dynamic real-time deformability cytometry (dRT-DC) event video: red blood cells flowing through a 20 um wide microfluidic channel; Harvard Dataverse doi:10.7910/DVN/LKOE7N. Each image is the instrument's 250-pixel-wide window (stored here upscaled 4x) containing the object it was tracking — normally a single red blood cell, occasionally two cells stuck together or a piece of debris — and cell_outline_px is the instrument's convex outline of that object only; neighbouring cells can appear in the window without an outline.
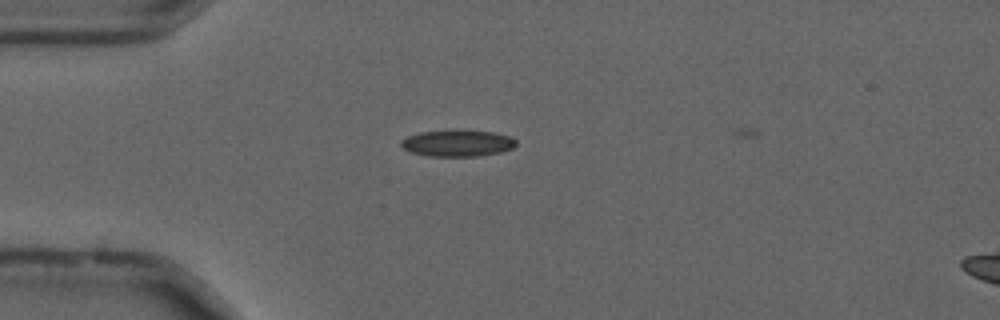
{"species": "common noctule bat (a hibernating species)", "species_latin": "Nyctalus noctula", "temperature_condition": "cold", "stored_images_in_passage": 5, "camera_frame_rate_fps": 3000, "um_per_image_px": 0.085, "animal": {"sex": "male", "forearm_length_mm": 52.5}, "frame": {"image": 1, "passage_image": 2, "time_ms": 0.333, "image_size_px": [1000, 320], "cell_outline_px": [[516, 144], [512, 148], [500, 152], [480, 156], [428, 156], [412, 152], [404, 148], [400, 144], [400, 140], [408, 136], [420, 132], [492, 132], [512, 136], [516, 140]], "centroid_in_image_um": [38.9, 12.2], "position_along_channel_um": 46.1, "area_um2": 17.17}}